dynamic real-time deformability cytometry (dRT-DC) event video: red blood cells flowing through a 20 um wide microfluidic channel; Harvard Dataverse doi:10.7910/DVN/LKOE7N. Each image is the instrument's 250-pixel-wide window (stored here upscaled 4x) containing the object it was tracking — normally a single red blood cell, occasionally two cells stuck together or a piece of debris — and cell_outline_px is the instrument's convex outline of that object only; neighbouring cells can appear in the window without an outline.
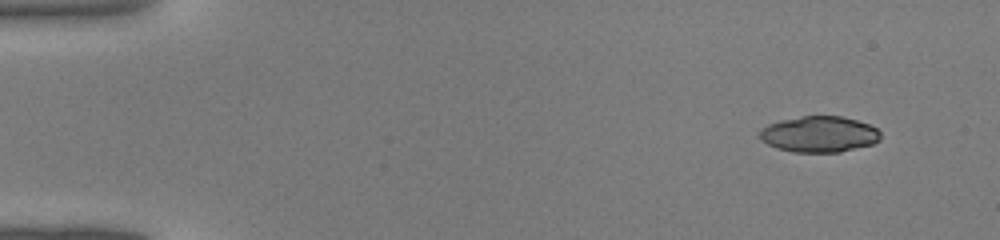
{"species": "common noctule bat (a hibernating species)", "species_latin": "Nyctalus noctula", "temperature_condition": "warm", "stored_images_in_passage": 40, "camera_frame_rate_fps": 3000, "um_per_image_px": 0.085, "animal": {"sex": "male", "body_mass_g": 19.0, "forearm_length_mm": 50.8}, "frame": {"image": 1, "passage_image": 1, "time_ms": 0.0, "image_size_px": [1000, 240], "cell_outline_px": [[880, 140], [872, 144], [840, 152], [792, 152], [776, 148], [760, 140], [756, 136], [756, 132], [768, 124], [780, 120], [800, 116], [840, 116], [856, 120], [868, 124], [876, 128], [880, 132]], "centroid_in_image_um": [69.57, 11.41], "position_along_channel_um": 15.4, "area_um2": 25.61}}